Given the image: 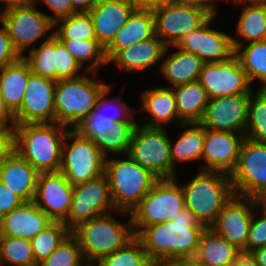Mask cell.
<instances>
[{
	"instance_id": "1",
	"label": "cell",
	"mask_w": 266,
	"mask_h": 266,
	"mask_svg": "<svg viewBox=\"0 0 266 266\" xmlns=\"http://www.w3.org/2000/svg\"><path fill=\"white\" fill-rule=\"evenodd\" d=\"M205 226L186 207L171 221L145 226L136 237L157 266L193 259Z\"/></svg>"
},
{
	"instance_id": "2",
	"label": "cell",
	"mask_w": 266,
	"mask_h": 266,
	"mask_svg": "<svg viewBox=\"0 0 266 266\" xmlns=\"http://www.w3.org/2000/svg\"><path fill=\"white\" fill-rule=\"evenodd\" d=\"M15 151L39 173L59 172L64 137L69 129L56 123L15 125Z\"/></svg>"
},
{
	"instance_id": "3",
	"label": "cell",
	"mask_w": 266,
	"mask_h": 266,
	"mask_svg": "<svg viewBox=\"0 0 266 266\" xmlns=\"http://www.w3.org/2000/svg\"><path fill=\"white\" fill-rule=\"evenodd\" d=\"M105 174L113 205L126 217L159 180L149 169L141 167L129 154L123 160L106 159Z\"/></svg>"
},
{
	"instance_id": "4",
	"label": "cell",
	"mask_w": 266,
	"mask_h": 266,
	"mask_svg": "<svg viewBox=\"0 0 266 266\" xmlns=\"http://www.w3.org/2000/svg\"><path fill=\"white\" fill-rule=\"evenodd\" d=\"M199 171L191 181L181 187L185 207L201 224L209 228L222 207L234 195V191L230 175L210 170Z\"/></svg>"
},
{
	"instance_id": "5",
	"label": "cell",
	"mask_w": 266,
	"mask_h": 266,
	"mask_svg": "<svg viewBox=\"0 0 266 266\" xmlns=\"http://www.w3.org/2000/svg\"><path fill=\"white\" fill-rule=\"evenodd\" d=\"M71 233L78 239L85 262L96 263L135 237L131 217L121 223L110 213L82 222Z\"/></svg>"
},
{
	"instance_id": "6",
	"label": "cell",
	"mask_w": 266,
	"mask_h": 266,
	"mask_svg": "<svg viewBox=\"0 0 266 266\" xmlns=\"http://www.w3.org/2000/svg\"><path fill=\"white\" fill-rule=\"evenodd\" d=\"M108 84L97 82L85 73L56 82L54 123L75 130L95 109L97 100Z\"/></svg>"
},
{
	"instance_id": "7",
	"label": "cell",
	"mask_w": 266,
	"mask_h": 266,
	"mask_svg": "<svg viewBox=\"0 0 266 266\" xmlns=\"http://www.w3.org/2000/svg\"><path fill=\"white\" fill-rule=\"evenodd\" d=\"M175 179H159L131 210L135 236L145 227L171 221L185 208L184 193Z\"/></svg>"
},
{
	"instance_id": "8",
	"label": "cell",
	"mask_w": 266,
	"mask_h": 266,
	"mask_svg": "<svg viewBox=\"0 0 266 266\" xmlns=\"http://www.w3.org/2000/svg\"><path fill=\"white\" fill-rule=\"evenodd\" d=\"M170 143L171 139L164 127L139 126L137 123L128 154L136 163L149 169L159 179H175Z\"/></svg>"
},
{
	"instance_id": "9",
	"label": "cell",
	"mask_w": 266,
	"mask_h": 266,
	"mask_svg": "<svg viewBox=\"0 0 266 266\" xmlns=\"http://www.w3.org/2000/svg\"><path fill=\"white\" fill-rule=\"evenodd\" d=\"M68 138L74 139L72 144L67 143ZM105 160L106 156L89 138L81 135L76 129L67 131L59 172L72 186L86 183L104 174Z\"/></svg>"
},
{
	"instance_id": "10",
	"label": "cell",
	"mask_w": 266,
	"mask_h": 266,
	"mask_svg": "<svg viewBox=\"0 0 266 266\" xmlns=\"http://www.w3.org/2000/svg\"><path fill=\"white\" fill-rule=\"evenodd\" d=\"M113 210L118 211L113 205L109 180L104 173L73 187L70 210L62 223L72 231L82 222Z\"/></svg>"
},
{
	"instance_id": "11",
	"label": "cell",
	"mask_w": 266,
	"mask_h": 266,
	"mask_svg": "<svg viewBox=\"0 0 266 266\" xmlns=\"http://www.w3.org/2000/svg\"><path fill=\"white\" fill-rule=\"evenodd\" d=\"M35 5L12 8L0 13V22L6 28L14 49L21 57L27 47L54 29L51 15L35 9Z\"/></svg>"
},
{
	"instance_id": "12",
	"label": "cell",
	"mask_w": 266,
	"mask_h": 266,
	"mask_svg": "<svg viewBox=\"0 0 266 266\" xmlns=\"http://www.w3.org/2000/svg\"><path fill=\"white\" fill-rule=\"evenodd\" d=\"M234 195L257 197L266 189V143L244 139L235 171L230 175Z\"/></svg>"
},
{
	"instance_id": "13",
	"label": "cell",
	"mask_w": 266,
	"mask_h": 266,
	"mask_svg": "<svg viewBox=\"0 0 266 266\" xmlns=\"http://www.w3.org/2000/svg\"><path fill=\"white\" fill-rule=\"evenodd\" d=\"M254 209H258L255 198L233 195L209 228L241 252L246 253V242Z\"/></svg>"
},
{
	"instance_id": "14",
	"label": "cell",
	"mask_w": 266,
	"mask_h": 266,
	"mask_svg": "<svg viewBox=\"0 0 266 266\" xmlns=\"http://www.w3.org/2000/svg\"><path fill=\"white\" fill-rule=\"evenodd\" d=\"M198 81L209 99L253 92L251 83L235 55L224 62L203 63Z\"/></svg>"
},
{
	"instance_id": "15",
	"label": "cell",
	"mask_w": 266,
	"mask_h": 266,
	"mask_svg": "<svg viewBox=\"0 0 266 266\" xmlns=\"http://www.w3.org/2000/svg\"><path fill=\"white\" fill-rule=\"evenodd\" d=\"M153 14L155 35L169 47L177 45L184 36L202 26L211 17L200 8L173 3L154 10Z\"/></svg>"
},
{
	"instance_id": "16",
	"label": "cell",
	"mask_w": 266,
	"mask_h": 266,
	"mask_svg": "<svg viewBox=\"0 0 266 266\" xmlns=\"http://www.w3.org/2000/svg\"><path fill=\"white\" fill-rule=\"evenodd\" d=\"M56 81L31 73L20 109L14 114L15 125L54 123Z\"/></svg>"
},
{
	"instance_id": "17",
	"label": "cell",
	"mask_w": 266,
	"mask_h": 266,
	"mask_svg": "<svg viewBox=\"0 0 266 266\" xmlns=\"http://www.w3.org/2000/svg\"><path fill=\"white\" fill-rule=\"evenodd\" d=\"M249 99L250 94L209 99L200 124L213 131H230L245 135Z\"/></svg>"
},
{
	"instance_id": "18",
	"label": "cell",
	"mask_w": 266,
	"mask_h": 266,
	"mask_svg": "<svg viewBox=\"0 0 266 266\" xmlns=\"http://www.w3.org/2000/svg\"><path fill=\"white\" fill-rule=\"evenodd\" d=\"M214 17L211 16L202 26L191 31L177 43L180 49L198 56L203 63L224 62L235 54L232 36L209 27Z\"/></svg>"
},
{
	"instance_id": "19",
	"label": "cell",
	"mask_w": 266,
	"mask_h": 266,
	"mask_svg": "<svg viewBox=\"0 0 266 266\" xmlns=\"http://www.w3.org/2000/svg\"><path fill=\"white\" fill-rule=\"evenodd\" d=\"M244 134L230 131H213L205 128L202 158L206 164L201 170L231 175L238 164Z\"/></svg>"
},
{
	"instance_id": "20",
	"label": "cell",
	"mask_w": 266,
	"mask_h": 266,
	"mask_svg": "<svg viewBox=\"0 0 266 266\" xmlns=\"http://www.w3.org/2000/svg\"><path fill=\"white\" fill-rule=\"evenodd\" d=\"M73 187L60 172L39 173L33 202L55 222H63L70 210Z\"/></svg>"
},
{
	"instance_id": "21",
	"label": "cell",
	"mask_w": 266,
	"mask_h": 266,
	"mask_svg": "<svg viewBox=\"0 0 266 266\" xmlns=\"http://www.w3.org/2000/svg\"><path fill=\"white\" fill-rule=\"evenodd\" d=\"M135 7L131 0H98L89 14L99 44L106 49L124 26Z\"/></svg>"
},
{
	"instance_id": "22",
	"label": "cell",
	"mask_w": 266,
	"mask_h": 266,
	"mask_svg": "<svg viewBox=\"0 0 266 266\" xmlns=\"http://www.w3.org/2000/svg\"><path fill=\"white\" fill-rule=\"evenodd\" d=\"M54 222L33 201L23 202L0 219V235L31 240Z\"/></svg>"
},
{
	"instance_id": "23",
	"label": "cell",
	"mask_w": 266,
	"mask_h": 266,
	"mask_svg": "<svg viewBox=\"0 0 266 266\" xmlns=\"http://www.w3.org/2000/svg\"><path fill=\"white\" fill-rule=\"evenodd\" d=\"M167 46L158 36L138 42L128 48L118 50L109 60L116 63L125 72L144 71L152 67L169 51Z\"/></svg>"
},
{
	"instance_id": "24",
	"label": "cell",
	"mask_w": 266,
	"mask_h": 266,
	"mask_svg": "<svg viewBox=\"0 0 266 266\" xmlns=\"http://www.w3.org/2000/svg\"><path fill=\"white\" fill-rule=\"evenodd\" d=\"M38 176L39 172L15 151L3 163L0 182L29 202L34 199Z\"/></svg>"
},
{
	"instance_id": "25",
	"label": "cell",
	"mask_w": 266,
	"mask_h": 266,
	"mask_svg": "<svg viewBox=\"0 0 266 266\" xmlns=\"http://www.w3.org/2000/svg\"><path fill=\"white\" fill-rule=\"evenodd\" d=\"M155 36V18L153 11L134 10L127 22L117 32L112 43L105 49L107 61L121 49Z\"/></svg>"
},
{
	"instance_id": "26",
	"label": "cell",
	"mask_w": 266,
	"mask_h": 266,
	"mask_svg": "<svg viewBox=\"0 0 266 266\" xmlns=\"http://www.w3.org/2000/svg\"><path fill=\"white\" fill-rule=\"evenodd\" d=\"M142 108L151 116L143 118L148 120L147 123L143 124L148 127H159L162 128L164 124L167 125L170 121H174L181 125L183 122L178 118L176 109L174 91L171 87H156L155 89H149L141 93Z\"/></svg>"
},
{
	"instance_id": "27",
	"label": "cell",
	"mask_w": 266,
	"mask_h": 266,
	"mask_svg": "<svg viewBox=\"0 0 266 266\" xmlns=\"http://www.w3.org/2000/svg\"><path fill=\"white\" fill-rule=\"evenodd\" d=\"M31 69L20 57L12 64L0 68V91L4 103L14 115L21 107Z\"/></svg>"
},
{
	"instance_id": "28",
	"label": "cell",
	"mask_w": 266,
	"mask_h": 266,
	"mask_svg": "<svg viewBox=\"0 0 266 266\" xmlns=\"http://www.w3.org/2000/svg\"><path fill=\"white\" fill-rule=\"evenodd\" d=\"M240 253L239 249L217 235L212 229L205 228L193 259L203 266H231Z\"/></svg>"
},
{
	"instance_id": "29",
	"label": "cell",
	"mask_w": 266,
	"mask_h": 266,
	"mask_svg": "<svg viewBox=\"0 0 266 266\" xmlns=\"http://www.w3.org/2000/svg\"><path fill=\"white\" fill-rule=\"evenodd\" d=\"M178 118L183 123H200L209 97L199 81L172 87Z\"/></svg>"
},
{
	"instance_id": "30",
	"label": "cell",
	"mask_w": 266,
	"mask_h": 266,
	"mask_svg": "<svg viewBox=\"0 0 266 266\" xmlns=\"http://www.w3.org/2000/svg\"><path fill=\"white\" fill-rule=\"evenodd\" d=\"M178 49L175 53L164 58L160 71L168 82L174 86L184 85L199 80L203 61L191 52Z\"/></svg>"
},
{
	"instance_id": "31",
	"label": "cell",
	"mask_w": 266,
	"mask_h": 266,
	"mask_svg": "<svg viewBox=\"0 0 266 266\" xmlns=\"http://www.w3.org/2000/svg\"><path fill=\"white\" fill-rule=\"evenodd\" d=\"M232 45L250 83L258 79L263 82L260 89H266V41L250 42L245 47L243 41L232 37Z\"/></svg>"
},
{
	"instance_id": "32",
	"label": "cell",
	"mask_w": 266,
	"mask_h": 266,
	"mask_svg": "<svg viewBox=\"0 0 266 266\" xmlns=\"http://www.w3.org/2000/svg\"><path fill=\"white\" fill-rule=\"evenodd\" d=\"M136 122L116 123L105 132H79L89 138L106 156V153L128 154Z\"/></svg>"
},
{
	"instance_id": "33",
	"label": "cell",
	"mask_w": 266,
	"mask_h": 266,
	"mask_svg": "<svg viewBox=\"0 0 266 266\" xmlns=\"http://www.w3.org/2000/svg\"><path fill=\"white\" fill-rule=\"evenodd\" d=\"M181 127H184L185 131L178 135L177 141H174L175 143L172 144V140L170 143V153L174 167L175 161L180 163L194 161L201 159L203 153L205 128L200 123H183Z\"/></svg>"
},
{
	"instance_id": "34",
	"label": "cell",
	"mask_w": 266,
	"mask_h": 266,
	"mask_svg": "<svg viewBox=\"0 0 266 266\" xmlns=\"http://www.w3.org/2000/svg\"><path fill=\"white\" fill-rule=\"evenodd\" d=\"M236 32L246 41H266V4L258 0L243 4Z\"/></svg>"
},
{
	"instance_id": "35",
	"label": "cell",
	"mask_w": 266,
	"mask_h": 266,
	"mask_svg": "<svg viewBox=\"0 0 266 266\" xmlns=\"http://www.w3.org/2000/svg\"><path fill=\"white\" fill-rule=\"evenodd\" d=\"M51 32L39 48L32 47L29 55H23V58L32 73L56 81V37Z\"/></svg>"
},
{
	"instance_id": "36",
	"label": "cell",
	"mask_w": 266,
	"mask_h": 266,
	"mask_svg": "<svg viewBox=\"0 0 266 266\" xmlns=\"http://www.w3.org/2000/svg\"><path fill=\"white\" fill-rule=\"evenodd\" d=\"M73 57L83 68V64L91 61V64L85 69V73H91L96 77L100 65H107L105 49L96 39L89 40H60Z\"/></svg>"
},
{
	"instance_id": "37",
	"label": "cell",
	"mask_w": 266,
	"mask_h": 266,
	"mask_svg": "<svg viewBox=\"0 0 266 266\" xmlns=\"http://www.w3.org/2000/svg\"><path fill=\"white\" fill-rule=\"evenodd\" d=\"M245 138L266 143V89L250 94Z\"/></svg>"
},
{
	"instance_id": "38",
	"label": "cell",
	"mask_w": 266,
	"mask_h": 266,
	"mask_svg": "<svg viewBox=\"0 0 266 266\" xmlns=\"http://www.w3.org/2000/svg\"><path fill=\"white\" fill-rule=\"evenodd\" d=\"M60 23V25H59ZM58 25L59 28H56ZM54 36L59 40L96 39L89 12L74 13L54 23Z\"/></svg>"
},
{
	"instance_id": "39",
	"label": "cell",
	"mask_w": 266,
	"mask_h": 266,
	"mask_svg": "<svg viewBox=\"0 0 266 266\" xmlns=\"http://www.w3.org/2000/svg\"><path fill=\"white\" fill-rule=\"evenodd\" d=\"M0 263L13 266H38L30 239L0 235Z\"/></svg>"
},
{
	"instance_id": "40",
	"label": "cell",
	"mask_w": 266,
	"mask_h": 266,
	"mask_svg": "<svg viewBox=\"0 0 266 266\" xmlns=\"http://www.w3.org/2000/svg\"><path fill=\"white\" fill-rule=\"evenodd\" d=\"M99 266H157L135 236L126 245L97 262Z\"/></svg>"
},
{
	"instance_id": "41",
	"label": "cell",
	"mask_w": 266,
	"mask_h": 266,
	"mask_svg": "<svg viewBox=\"0 0 266 266\" xmlns=\"http://www.w3.org/2000/svg\"><path fill=\"white\" fill-rule=\"evenodd\" d=\"M70 233L62 222H54L33 237L31 244L35 263L39 265L48 258Z\"/></svg>"
},
{
	"instance_id": "42",
	"label": "cell",
	"mask_w": 266,
	"mask_h": 266,
	"mask_svg": "<svg viewBox=\"0 0 266 266\" xmlns=\"http://www.w3.org/2000/svg\"><path fill=\"white\" fill-rule=\"evenodd\" d=\"M86 264L78 239L70 233L38 266H83Z\"/></svg>"
},
{
	"instance_id": "43",
	"label": "cell",
	"mask_w": 266,
	"mask_h": 266,
	"mask_svg": "<svg viewBox=\"0 0 266 266\" xmlns=\"http://www.w3.org/2000/svg\"><path fill=\"white\" fill-rule=\"evenodd\" d=\"M111 86L108 85L103 92L100 94L96 107L94 111L99 114V116H106L111 118V121L115 123H123V122H136L135 120L133 121L132 119V114H134L135 109L128 107L126 105L125 101L123 102L122 98L118 99H106L105 97L110 94ZM114 107L115 112L112 115H108L107 113L105 114V111L107 107L109 109H112ZM132 110V112H131ZM114 111V110H113ZM128 113H127V112ZM118 112V113H117ZM116 113V114H115Z\"/></svg>"
},
{
	"instance_id": "44",
	"label": "cell",
	"mask_w": 266,
	"mask_h": 266,
	"mask_svg": "<svg viewBox=\"0 0 266 266\" xmlns=\"http://www.w3.org/2000/svg\"><path fill=\"white\" fill-rule=\"evenodd\" d=\"M56 82L60 79H70L81 76V65L67 50L64 44L56 38ZM79 74V75H78Z\"/></svg>"
},
{
	"instance_id": "45",
	"label": "cell",
	"mask_w": 266,
	"mask_h": 266,
	"mask_svg": "<svg viewBox=\"0 0 266 266\" xmlns=\"http://www.w3.org/2000/svg\"><path fill=\"white\" fill-rule=\"evenodd\" d=\"M261 212H263V215L258 219L253 214L246 242V253H251L258 248L266 246V212Z\"/></svg>"
},
{
	"instance_id": "46",
	"label": "cell",
	"mask_w": 266,
	"mask_h": 266,
	"mask_svg": "<svg viewBox=\"0 0 266 266\" xmlns=\"http://www.w3.org/2000/svg\"><path fill=\"white\" fill-rule=\"evenodd\" d=\"M116 124L111 118L99 116L94 110L76 128L78 132H105Z\"/></svg>"
},
{
	"instance_id": "47",
	"label": "cell",
	"mask_w": 266,
	"mask_h": 266,
	"mask_svg": "<svg viewBox=\"0 0 266 266\" xmlns=\"http://www.w3.org/2000/svg\"><path fill=\"white\" fill-rule=\"evenodd\" d=\"M21 56L14 49L6 28H0V68L12 64Z\"/></svg>"
},
{
	"instance_id": "48",
	"label": "cell",
	"mask_w": 266,
	"mask_h": 266,
	"mask_svg": "<svg viewBox=\"0 0 266 266\" xmlns=\"http://www.w3.org/2000/svg\"><path fill=\"white\" fill-rule=\"evenodd\" d=\"M15 148V127L0 125V158H9Z\"/></svg>"
},
{
	"instance_id": "49",
	"label": "cell",
	"mask_w": 266,
	"mask_h": 266,
	"mask_svg": "<svg viewBox=\"0 0 266 266\" xmlns=\"http://www.w3.org/2000/svg\"><path fill=\"white\" fill-rule=\"evenodd\" d=\"M24 201L7 186L0 182V219L19 207Z\"/></svg>"
},
{
	"instance_id": "50",
	"label": "cell",
	"mask_w": 266,
	"mask_h": 266,
	"mask_svg": "<svg viewBox=\"0 0 266 266\" xmlns=\"http://www.w3.org/2000/svg\"><path fill=\"white\" fill-rule=\"evenodd\" d=\"M38 1H43L47 7L55 14L51 16V20L55 23L57 20L68 17L76 13L72 9L70 0H35V4Z\"/></svg>"
},
{
	"instance_id": "51",
	"label": "cell",
	"mask_w": 266,
	"mask_h": 266,
	"mask_svg": "<svg viewBox=\"0 0 266 266\" xmlns=\"http://www.w3.org/2000/svg\"><path fill=\"white\" fill-rule=\"evenodd\" d=\"M169 1L170 3L173 4L187 5V6L200 8L206 11L210 16H215L216 13L215 3L213 2L214 0H169Z\"/></svg>"
},
{
	"instance_id": "52",
	"label": "cell",
	"mask_w": 266,
	"mask_h": 266,
	"mask_svg": "<svg viewBox=\"0 0 266 266\" xmlns=\"http://www.w3.org/2000/svg\"><path fill=\"white\" fill-rule=\"evenodd\" d=\"M136 10L154 11L162 8L169 0H131Z\"/></svg>"
},
{
	"instance_id": "53",
	"label": "cell",
	"mask_w": 266,
	"mask_h": 266,
	"mask_svg": "<svg viewBox=\"0 0 266 266\" xmlns=\"http://www.w3.org/2000/svg\"><path fill=\"white\" fill-rule=\"evenodd\" d=\"M9 120L10 122H12L11 124L8 123ZM0 125L15 126L14 115L6 107L3 97L1 95V91H0Z\"/></svg>"
},
{
	"instance_id": "54",
	"label": "cell",
	"mask_w": 266,
	"mask_h": 266,
	"mask_svg": "<svg viewBox=\"0 0 266 266\" xmlns=\"http://www.w3.org/2000/svg\"><path fill=\"white\" fill-rule=\"evenodd\" d=\"M98 0H70L72 9L76 12H89Z\"/></svg>"
},
{
	"instance_id": "55",
	"label": "cell",
	"mask_w": 266,
	"mask_h": 266,
	"mask_svg": "<svg viewBox=\"0 0 266 266\" xmlns=\"http://www.w3.org/2000/svg\"><path fill=\"white\" fill-rule=\"evenodd\" d=\"M231 266H260L251 253L241 252Z\"/></svg>"
},
{
	"instance_id": "56",
	"label": "cell",
	"mask_w": 266,
	"mask_h": 266,
	"mask_svg": "<svg viewBox=\"0 0 266 266\" xmlns=\"http://www.w3.org/2000/svg\"><path fill=\"white\" fill-rule=\"evenodd\" d=\"M1 2L6 3V6L4 9L0 8V13L12 8L27 7L36 3L35 0H2Z\"/></svg>"
},
{
	"instance_id": "57",
	"label": "cell",
	"mask_w": 266,
	"mask_h": 266,
	"mask_svg": "<svg viewBox=\"0 0 266 266\" xmlns=\"http://www.w3.org/2000/svg\"><path fill=\"white\" fill-rule=\"evenodd\" d=\"M251 254L260 266H266V246L252 251Z\"/></svg>"
},
{
	"instance_id": "58",
	"label": "cell",
	"mask_w": 266,
	"mask_h": 266,
	"mask_svg": "<svg viewBox=\"0 0 266 266\" xmlns=\"http://www.w3.org/2000/svg\"><path fill=\"white\" fill-rule=\"evenodd\" d=\"M257 207L259 208V211L266 212V189L263 190L257 197H255Z\"/></svg>"
},
{
	"instance_id": "59",
	"label": "cell",
	"mask_w": 266,
	"mask_h": 266,
	"mask_svg": "<svg viewBox=\"0 0 266 266\" xmlns=\"http://www.w3.org/2000/svg\"><path fill=\"white\" fill-rule=\"evenodd\" d=\"M169 266H203L198 264L194 259H183L171 263Z\"/></svg>"
},
{
	"instance_id": "60",
	"label": "cell",
	"mask_w": 266,
	"mask_h": 266,
	"mask_svg": "<svg viewBox=\"0 0 266 266\" xmlns=\"http://www.w3.org/2000/svg\"><path fill=\"white\" fill-rule=\"evenodd\" d=\"M216 1H218V0H216ZM253 1H256V0H233V2H235L236 4L237 3H240V2H242L243 4H245V3L253 2Z\"/></svg>"
},
{
	"instance_id": "61",
	"label": "cell",
	"mask_w": 266,
	"mask_h": 266,
	"mask_svg": "<svg viewBox=\"0 0 266 266\" xmlns=\"http://www.w3.org/2000/svg\"><path fill=\"white\" fill-rule=\"evenodd\" d=\"M5 160H6V159H1V158H0V172H1V170H2V166H3V163H4Z\"/></svg>"
},
{
	"instance_id": "62",
	"label": "cell",
	"mask_w": 266,
	"mask_h": 266,
	"mask_svg": "<svg viewBox=\"0 0 266 266\" xmlns=\"http://www.w3.org/2000/svg\"><path fill=\"white\" fill-rule=\"evenodd\" d=\"M85 266V265H83ZM86 266H99L98 263H96L95 265L93 263H89V262H86Z\"/></svg>"
},
{
	"instance_id": "63",
	"label": "cell",
	"mask_w": 266,
	"mask_h": 266,
	"mask_svg": "<svg viewBox=\"0 0 266 266\" xmlns=\"http://www.w3.org/2000/svg\"><path fill=\"white\" fill-rule=\"evenodd\" d=\"M258 1L266 4V0H258Z\"/></svg>"
}]
</instances>
